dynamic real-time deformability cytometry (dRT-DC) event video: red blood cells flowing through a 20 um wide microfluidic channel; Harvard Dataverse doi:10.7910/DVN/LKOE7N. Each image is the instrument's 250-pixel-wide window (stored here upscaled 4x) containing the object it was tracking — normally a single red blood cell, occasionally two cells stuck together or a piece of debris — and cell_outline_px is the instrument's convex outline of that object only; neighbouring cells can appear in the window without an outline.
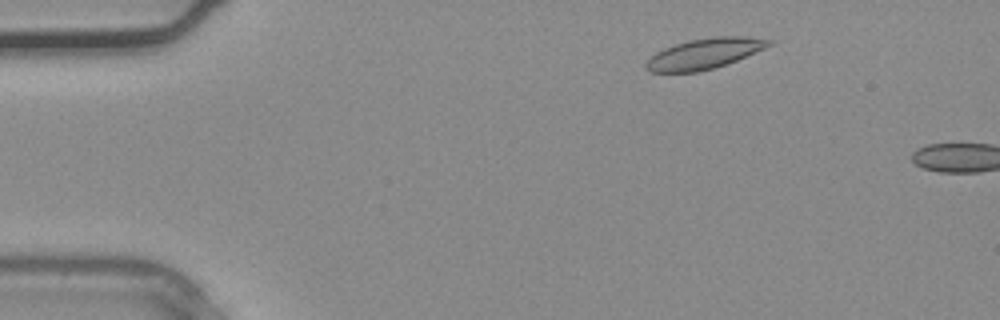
{"species": "common noctule bat (a hibernating species)", "species_latin": "Nyctalus noctula", "temperature_condition": "warm", "stored_images_in_passage": 4, "camera_frame_rate_fps": 3000, "um_per_image_px": 0.085, "animal": {"sex": "male", "body_mass_g": 20.4}, "frame": {"image": 1, "passage_image": 2, "time_ms": 0.333, "image_size_px": [1000, 320], "cell_outline_px": [[772, 44], [764, 48], [728, 64], [700, 72], [648, 72], [644, 68], [644, 64], [656, 52], [664, 48], [688, 40], [716, 36], [740, 36], [772, 40]], "centroid_in_image_um": [59.83, 4.57], "position_along_channel_um": 25.2, "area_um2": 21.79}}